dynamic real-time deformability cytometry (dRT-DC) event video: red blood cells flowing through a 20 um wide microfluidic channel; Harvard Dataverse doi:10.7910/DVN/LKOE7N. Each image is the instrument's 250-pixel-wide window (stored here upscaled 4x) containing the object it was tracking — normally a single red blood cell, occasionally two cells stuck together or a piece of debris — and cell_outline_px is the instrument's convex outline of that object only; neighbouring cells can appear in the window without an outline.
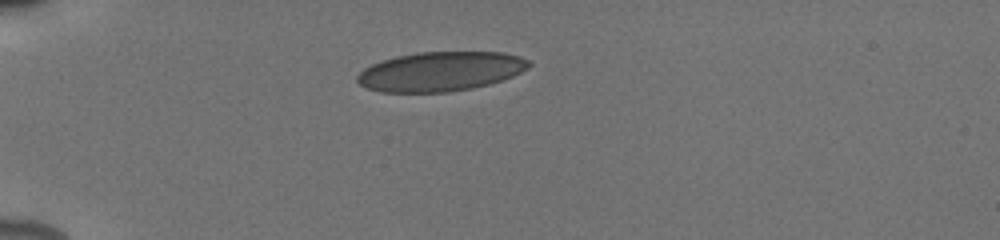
{"species": "human", "species_latin": "Homo sapiens", "temperature_condition": "cold", "stored_images_in_passage": 8, "camera_frame_rate_fps": 3000, "um_per_image_px": 0.085, "donor": {"sex": "male"}, "frame": {"image": 1, "passage_image": 1, "time_ms": 0.0, "image_size_px": [1000, 240], "cell_outline_px": [[532, 64], [528, 68], [512, 76], [488, 84], [472, 88], [448, 92], [380, 92], [364, 88], [356, 80], [356, 76], [364, 68], [372, 64], [396, 56], [416, 52], [504, 52], [520, 56], [528, 60]], "centroid_in_image_um": [37.42, 6.07], "position_along_channel_um": 47.6, "area_um2": 39.48}}
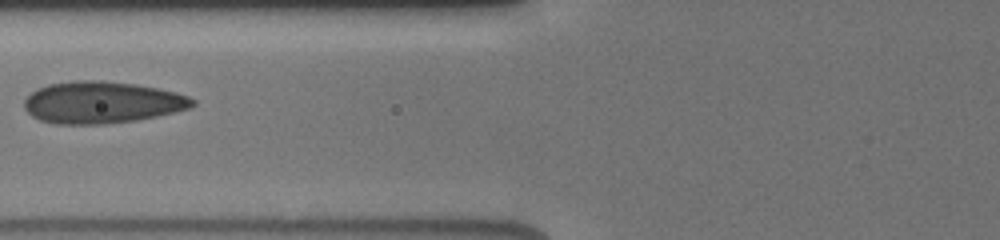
{"frame": {"image": 2, "passage_image": 4, "time_ms": 2.667, "image_size_px": [1000, 240], "cell_outline_px": [[196, 104], [192, 108], [156, 116], [136, 120], [104, 124], [56, 124], [40, 120], [32, 116], [24, 108], [24, 100], [36, 88], [48, 84], [76, 80], [104, 80], [136, 84], [176, 92], [188, 96], [196, 100]], "centroid_in_image_um": [8.67, 8.7], "position_along_channel_um": 117.1, "area_um2": 41.27}}